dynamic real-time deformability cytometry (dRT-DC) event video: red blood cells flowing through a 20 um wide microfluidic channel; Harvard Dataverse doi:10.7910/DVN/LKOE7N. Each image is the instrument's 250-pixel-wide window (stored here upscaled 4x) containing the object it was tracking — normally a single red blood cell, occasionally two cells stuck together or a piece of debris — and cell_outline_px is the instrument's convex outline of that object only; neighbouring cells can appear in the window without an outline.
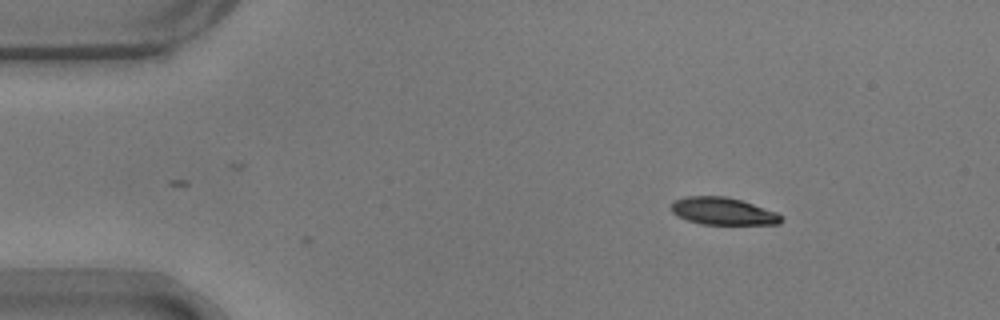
{"species": "common noctule bat (a hibernating species)", "species_latin": "Nyctalus noctula", "temperature_condition": "warm", "stored_images_in_passage": 2, "camera_frame_rate_fps": 3000, "um_per_image_px": 0.085, "animal": {"sex": "male", "body_mass_g": 17.9}, "frame": {"image": 1, "passage_image": 1, "time_ms": 0.0, "image_size_px": [1000, 320], "cell_outline_px": [[784, 220], [780, 224], [700, 224], [688, 220], [672, 212], [668, 208], [676, 200], [684, 196], [724, 196], [740, 200], [776, 212]], "centroid_in_image_um": [61.43, 17.95], "position_along_channel_um": 23.6, "area_um2": 17.34}}